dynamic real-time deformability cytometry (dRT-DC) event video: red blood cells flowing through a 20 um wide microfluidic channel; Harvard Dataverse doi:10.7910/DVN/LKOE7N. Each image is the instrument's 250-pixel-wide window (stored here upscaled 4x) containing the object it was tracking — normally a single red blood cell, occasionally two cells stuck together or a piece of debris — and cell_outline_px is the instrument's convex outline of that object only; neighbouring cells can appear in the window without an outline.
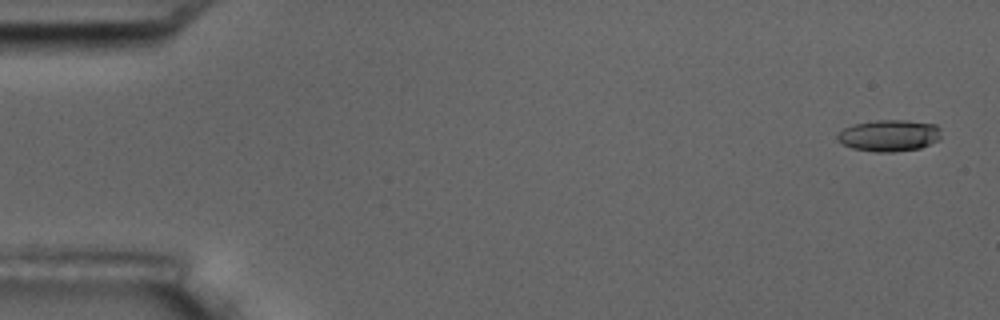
{"species": "common noctule bat (a hibernating species)", "species_latin": "Nyctalus noctula", "temperature_condition": "room temperature", "stored_images_in_passage": 5, "segment_of_instrument_passage": [2, 2], "camera_frame_rate_fps": 3000, "um_per_image_px": 0.085, "animal": {"sex": "male", "body_mass_g": 17.5, "forearm_length_mm": 52.3}, "frame": {"image": 1, "passage_image": 5, "time_ms": 6.333, "image_size_px": [1000, 320], "cell_outline_px": [[940, 140], [920, 148], [892, 152], [876, 152], [852, 148], [836, 140], [836, 132], [852, 124], [876, 120], [904, 120], [936, 124], [940, 128]], "centroid_in_image_um": [75.56, 11.51], "position_along_channel_um": 9.4, "area_um2": 19.31}}